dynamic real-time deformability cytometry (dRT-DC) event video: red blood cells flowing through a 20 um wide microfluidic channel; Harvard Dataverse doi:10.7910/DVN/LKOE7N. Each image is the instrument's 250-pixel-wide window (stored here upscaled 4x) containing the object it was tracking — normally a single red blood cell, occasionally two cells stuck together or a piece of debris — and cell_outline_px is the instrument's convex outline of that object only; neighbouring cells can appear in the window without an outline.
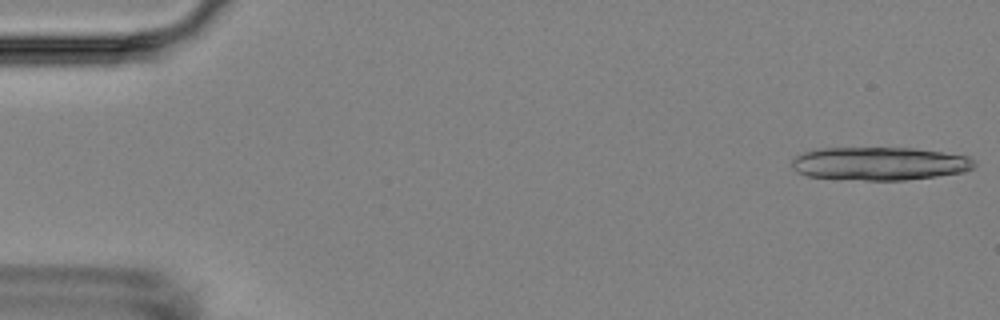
{"species": "Egyptian fruit bat (a non-hibernating species)", "species_latin": "Rousettus aegyptiacus", "temperature_condition": "room temperature", "stored_images_in_passage": 6, "camera_frame_rate_fps": 3000, "um_per_image_px": 0.085, "animal": {"sex": "female"}, "frame": {"image": 1, "passage_image": 1, "time_ms": 0.0, "image_size_px": [1000, 320], "cell_outline_px": [[976, 168], [964, 172], [936, 176], [904, 180], [864, 180], [808, 176], [796, 172], [792, 168], [792, 160], [796, 156], [804, 152], [816, 148], [916, 148], [944, 152], [968, 156], [976, 160]], "centroid_in_image_um": [74.81, 13.9], "position_along_channel_um": 10.2, "area_um2": 35.55}}
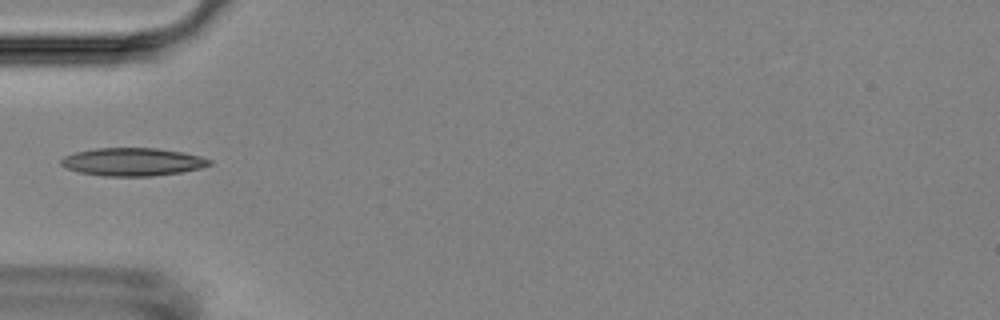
{"frame": {"image": 2, "passage_image": 6, "time_ms": 5.667, "image_size_px": [1000, 320], "cell_outline_px": [[212, 164], [200, 168], [180, 172], [152, 176], [100, 176], [80, 172], [68, 168], [60, 164], [60, 160], [64, 156], [76, 152], [96, 148], [156, 148], [184, 152], [200, 156], [212, 160]], "centroid_in_image_um": [11.28, 13.75], "position_along_channel_um": 73.7, "area_um2": 24.16}}